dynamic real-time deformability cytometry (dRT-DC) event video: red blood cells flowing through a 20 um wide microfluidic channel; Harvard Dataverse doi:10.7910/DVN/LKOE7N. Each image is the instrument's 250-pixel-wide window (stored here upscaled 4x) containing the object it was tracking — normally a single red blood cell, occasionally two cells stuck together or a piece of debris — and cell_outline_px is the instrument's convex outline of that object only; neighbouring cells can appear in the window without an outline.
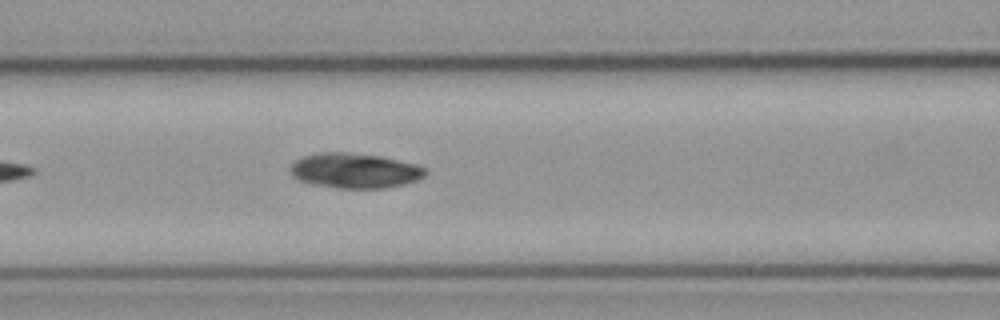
{"species": "common noctule bat (a hibernating species)", "species_latin": "Nyctalus noctula", "temperature_condition": "cold", "stored_images_in_passage": 7, "camera_frame_rate_fps": 3000, "um_per_image_px": 0.085, "animal": {"sex": "male", "body_mass_g": 23.1, "forearm_length_mm": 52.7}, "frame": {"image": 1, "passage_image": 6, "time_ms": 1.667, "image_size_px": [1000, 320], "cell_outline_px": [[428, 172], [424, 176], [416, 180], [404, 184], [384, 188], [336, 188], [312, 184], [300, 180], [292, 176], [292, 164], [296, 160], [304, 156], [320, 152], [344, 152], [380, 156], [416, 164], [424, 168]], "centroid_in_image_um": [30.16, 14.51], "position_along_channel_um": 136.4, "area_um2": 27.34}}